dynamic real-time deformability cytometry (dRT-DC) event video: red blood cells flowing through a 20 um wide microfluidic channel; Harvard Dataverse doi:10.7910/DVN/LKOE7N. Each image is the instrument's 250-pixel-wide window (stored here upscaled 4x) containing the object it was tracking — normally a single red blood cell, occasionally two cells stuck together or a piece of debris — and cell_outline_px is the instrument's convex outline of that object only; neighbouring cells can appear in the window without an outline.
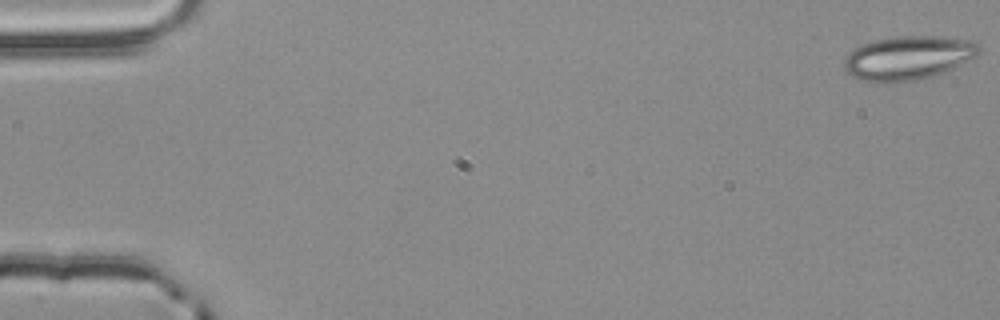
{"species": "common noctule bat (a hibernating species)", "species_latin": "Nyctalus noctula", "temperature_condition": "room temperature", "stored_images_in_passage": 55, "camera_frame_rate_fps": 3000, "um_per_image_px": 0.085, "animal": {"sex": "male", "body_mass_g": 20.4}, "frame": {"image": 1, "passage_image": 1, "time_ms": 0.0, "image_size_px": [1000, 320], "cell_outline_px": [[980, 52], [976, 56], [936, 76], [920, 80], [884, 84], [864, 80], [852, 76], [844, 68], [844, 56], [856, 48], [872, 40], [896, 36], [936, 36], [968, 40], [980, 44]], "centroid_in_image_um": [77.18, 4.93], "position_along_channel_um": 7.8, "area_um2": 34.74}}
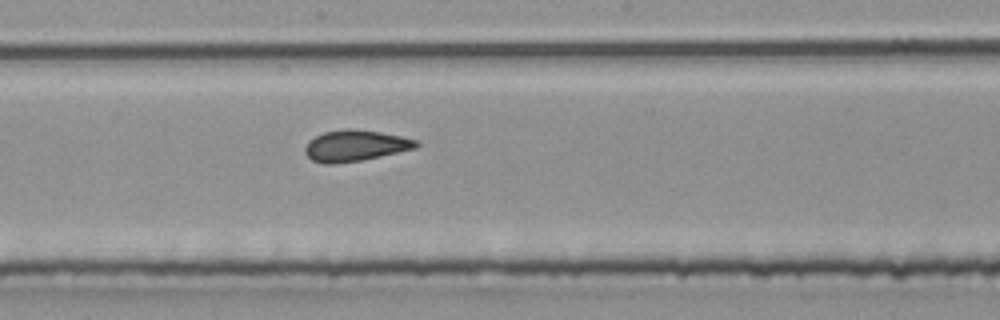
{"frame": {"image": 2, "passage_image": 30, "time_ms": 9.667, "image_size_px": [1000, 320], "cell_outline_px": [[420, 144], [416, 148], [360, 160], [336, 164], [324, 164], [312, 160], [304, 152], [304, 148], [308, 140], [324, 132], [348, 128], [380, 132], [400, 136], [416, 140]], "centroid_in_image_um": [30.15, 12.38], "position_along_channel_um": 218.0, "area_um2": 20.0}}
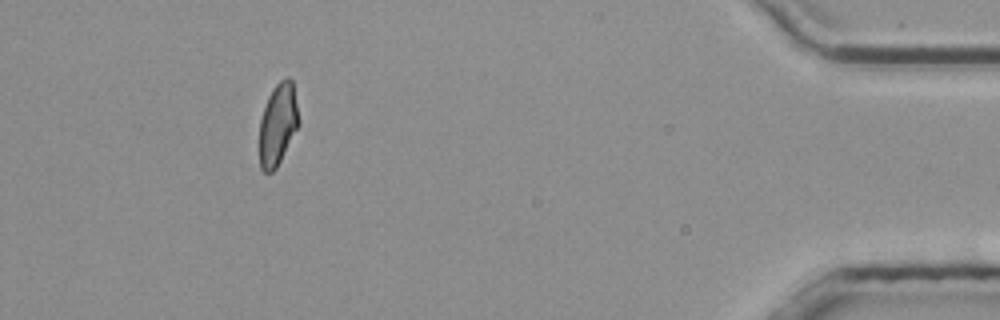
{"frame": {"image": 3, "passage_image": 50, "time_ms": 16.333, "image_size_px": [1000, 320], "cell_outline_px": [[300, 124], [276, 168], [272, 172], [264, 172], [260, 168], [260, 120], [268, 96], [272, 88], [284, 76], [288, 76], [292, 80], [300, 120]], "centroid_in_image_um": [23.63, 10.53], "position_along_channel_um": 411.6, "area_um2": 18.84}, "authors_computed_cell_mechanics": {"area_um2": 20.1722, "velocity_mm_per_s": 3.8559, "shape_relaxation_time_tau1_ms": null, "shape_relaxation_time_tau2_ms": 1.1492, "deformation_change_tau1": null, "deformation_change_tau2": 0.08}}